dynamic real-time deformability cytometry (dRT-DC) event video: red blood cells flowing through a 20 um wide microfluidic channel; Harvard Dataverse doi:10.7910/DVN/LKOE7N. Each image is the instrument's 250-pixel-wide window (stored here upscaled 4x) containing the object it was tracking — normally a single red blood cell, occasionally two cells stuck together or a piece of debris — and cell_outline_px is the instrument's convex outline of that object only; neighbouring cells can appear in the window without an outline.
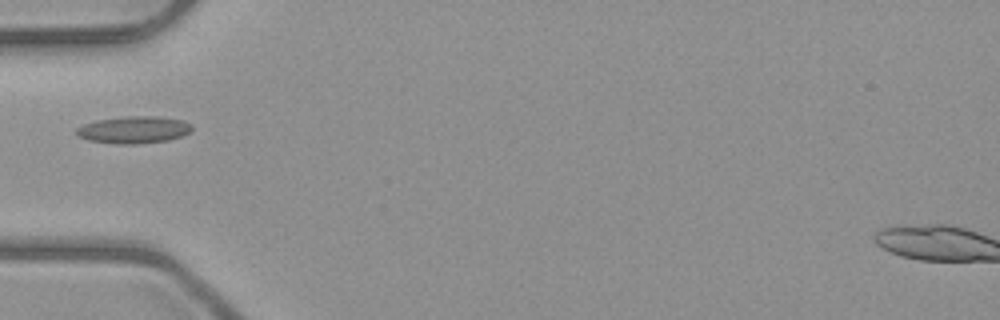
{"species": "common noctule bat (a hibernating species)", "species_latin": "Nyctalus noctula", "temperature_condition": "room temperature", "stored_images_in_passage": 2, "camera_frame_rate_fps": 3000, "um_per_image_px": 0.085, "animal": {"sex": "male", "body_mass_g": 23.1, "forearm_length_mm": 52.7}, "frame": {"image": 1, "passage_image": 2, "time_ms": 1.0, "image_size_px": [1000, 320], "cell_outline_px": [[192, 128], [188, 132], [180, 136], [168, 140], [136, 144], [120, 144], [88, 140], [80, 136], [76, 132], [76, 128], [84, 124], [96, 120], [128, 116], [160, 116], [184, 120], [192, 124]], "centroid_in_image_um": [11.39, 11.02], "position_along_channel_um": 73.6, "area_um2": 18.15}}